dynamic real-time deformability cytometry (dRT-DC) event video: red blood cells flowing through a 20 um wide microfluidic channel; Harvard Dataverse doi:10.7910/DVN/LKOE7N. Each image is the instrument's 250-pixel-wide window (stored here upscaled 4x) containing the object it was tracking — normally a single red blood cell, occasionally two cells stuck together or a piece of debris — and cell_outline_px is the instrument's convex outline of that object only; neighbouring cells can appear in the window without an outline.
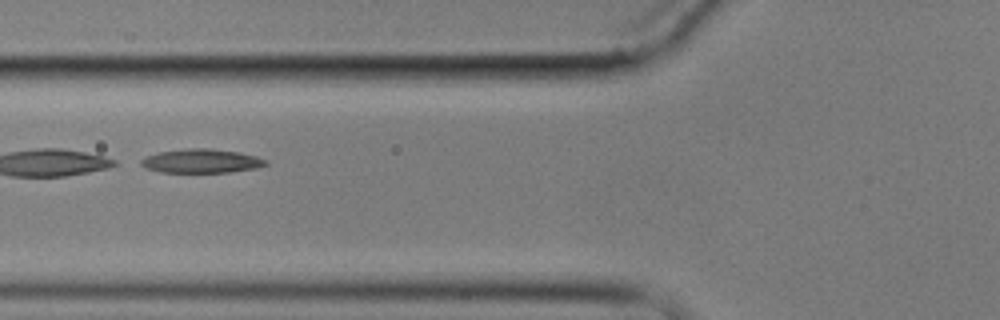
{"species": "common noctule bat (a hibernating species)", "species_latin": "Nyctalus noctula", "temperature_condition": "cold", "stored_images_in_passage": 9, "segment_of_instrument_passage": [2, 2], "camera_frame_rate_fps": 3000, "um_per_image_px": 0.085, "animal": {"sex": "male", "body_mass_g": 17.9}, "frame": {"image": 1, "passage_image": 4, "time_ms": 3.667, "image_size_px": [1000, 320], "cell_outline_px": [[268, 164], [256, 168], [232, 172], [160, 172], [144, 168], [140, 164], [140, 160], [148, 156], [160, 152], [188, 148], [212, 148], [240, 152], [256, 156], [268, 160]], "centroid_in_image_um": [17.15, 13.68], "position_along_channel_um": 108.7, "area_um2": 17.46}}